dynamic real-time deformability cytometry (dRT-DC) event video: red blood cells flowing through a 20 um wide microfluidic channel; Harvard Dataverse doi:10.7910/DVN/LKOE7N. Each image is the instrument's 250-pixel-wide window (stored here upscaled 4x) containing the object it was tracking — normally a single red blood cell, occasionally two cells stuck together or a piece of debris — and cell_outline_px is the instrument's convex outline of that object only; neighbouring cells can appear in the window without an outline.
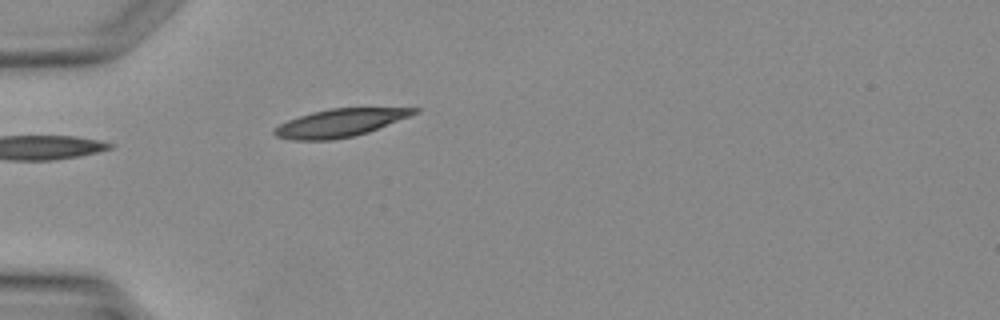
{"species": "Egyptian fruit bat (a non-hibernating species)", "species_latin": "Rousettus aegyptiacus", "temperature_condition": "warm", "stored_images_in_passage": 4, "camera_frame_rate_fps": 3000, "um_per_image_px": 0.085, "animal": {"sex": "female"}, "frame": {"image": 1, "passage_image": 4, "time_ms": 3.333, "image_size_px": [1000, 320], "cell_outline_px": [[420, 112], [368, 132], [352, 136], [332, 140], [292, 140], [276, 136], [272, 132], [280, 124], [288, 120], [312, 112], [332, 108], [420, 108]], "centroid_in_image_um": [28.9, 10.44], "position_along_channel_um": 56.1, "area_um2": 22.43}}